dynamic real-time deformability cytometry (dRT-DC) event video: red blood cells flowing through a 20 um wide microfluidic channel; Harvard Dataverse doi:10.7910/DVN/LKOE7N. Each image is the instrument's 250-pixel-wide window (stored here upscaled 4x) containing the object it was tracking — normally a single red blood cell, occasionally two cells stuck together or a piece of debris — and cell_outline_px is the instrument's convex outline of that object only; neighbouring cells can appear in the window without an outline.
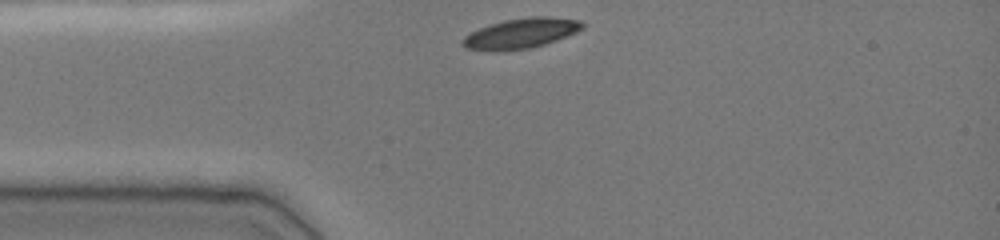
{"species": "common noctule bat (a hibernating species)", "species_latin": "Nyctalus noctula", "temperature_condition": "cold", "stored_images_in_passage": 31, "camera_frame_rate_fps": 3000, "um_per_image_px": 0.085, "animal": {"sex": "female", "body_mass_g": 19.0, "forearm_length_mm": 51.5}, "frame": {"image": 1, "passage_image": 1, "time_ms": 0.0, "image_size_px": [1000, 240], "cell_outline_px": [[584, 28], [576, 32], [556, 40], [532, 48], [496, 52], [492, 52], [464, 48], [460, 44], [460, 40], [464, 36], [480, 28], [504, 20], [528, 16], [548, 16], [580, 20], [584, 24]], "centroid_in_image_um": [44.24, 2.85], "position_along_channel_um": 40.8, "area_um2": 21.33}}
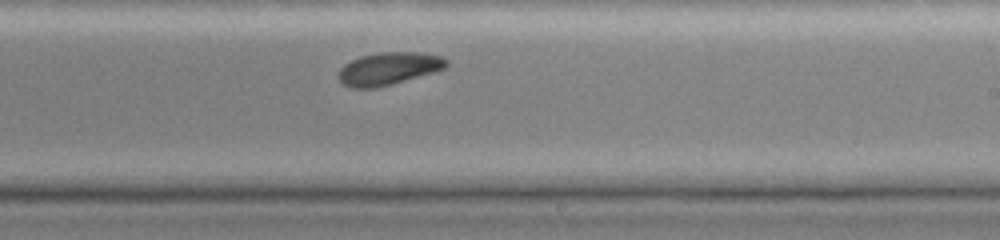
{"frame": {"image": 2, "passage_image": 19, "time_ms": 6.0, "image_size_px": [1000, 240], "cell_outline_px": [[448, 64], [444, 68], [432, 72], [392, 84], [376, 88], [352, 88], [344, 84], [340, 80], [340, 68], [344, 64], [360, 56], [380, 52], [420, 52], [440, 56], [448, 60]], "centroid_in_image_um": [33.03, 5.82], "position_along_channel_um": 256.0, "area_um2": 20.23}}
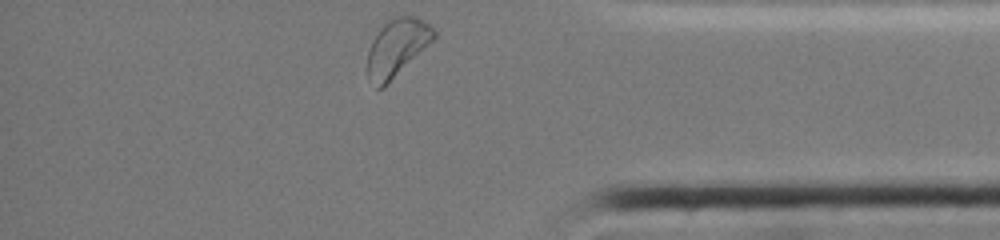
{"frame": {"image": 3, "passage_image": 31, "time_ms": 10.0, "image_size_px": [1000, 240], "cell_outline_px": [[436, 36], [384, 88], [376, 88], [368, 80], [364, 68], [368, 52], [372, 40], [380, 28], [384, 24], [396, 16], [416, 16], [424, 20], [436, 32]], "centroid_in_image_um": [33.67, 4.09], "position_along_channel_um": 401.5, "area_um2": 22.25}, "authors_computed_cell_mechanics": {"area_um2": 21.1548, "velocity_mm_per_s": 3.8571, "shape_relaxation_time_tau1_ms": 1.4766, "shape_relaxation_time_tau2_ms": null, "deformation_change_tau1": 0.0731, "deformation_change_tau2": null}}